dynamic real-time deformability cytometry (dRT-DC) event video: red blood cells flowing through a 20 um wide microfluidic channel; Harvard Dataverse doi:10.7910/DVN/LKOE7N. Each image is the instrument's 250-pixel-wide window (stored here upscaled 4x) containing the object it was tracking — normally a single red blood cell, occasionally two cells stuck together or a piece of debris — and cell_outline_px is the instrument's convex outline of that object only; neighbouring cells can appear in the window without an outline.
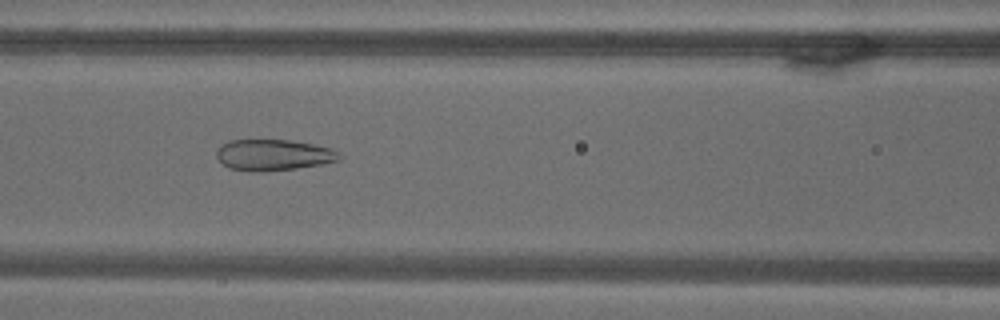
{"species": "common noctule bat (a hibernating species)", "species_latin": "Nyctalus noctula", "temperature_condition": "warm", "stored_images_in_passage": 71, "camera_frame_rate_fps": 3000, "um_per_image_px": 0.085, "animal": {"sex": "male", "body_mass_g": 18.8}, "frame": {"image": 1, "passage_image": 31, "time_ms": 10.0, "image_size_px": [1000, 320], "cell_outline_px": [[340, 160], [320, 164], [296, 168], [260, 172], [252, 172], [228, 168], [216, 156], [216, 152], [220, 144], [228, 140], [288, 140], [312, 144], [332, 148], [340, 156]], "centroid_in_image_um": [23.19, 13.17], "position_along_channel_um": 143.4, "area_um2": 22.2}}
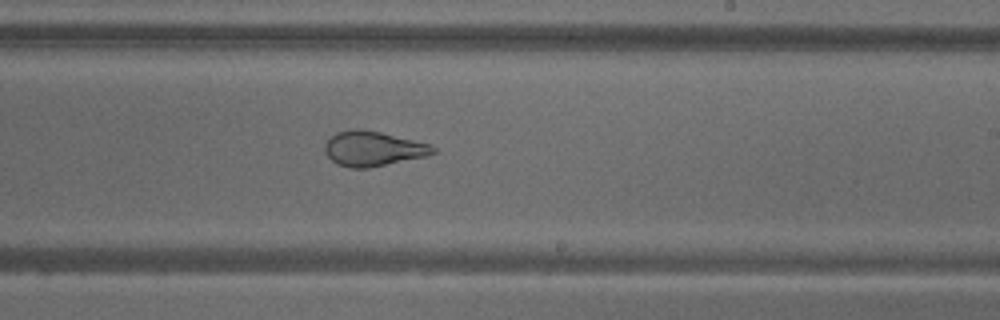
{"frame": {"image": 2, "passage_image": 43, "time_ms": 14.0, "image_size_px": [1000, 320], "cell_outline_px": [[436, 152], [428, 156], [368, 168], [348, 168], [336, 164], [324, 152], [324, 144], [336, 132], [352, 128], [356, 128], [380, 132], [428, 144], [436, 148]], "centroid_in_image_um": [31.67, 12.65], "position_along_channel_um": 257.3, "area_um2": 21.96}}
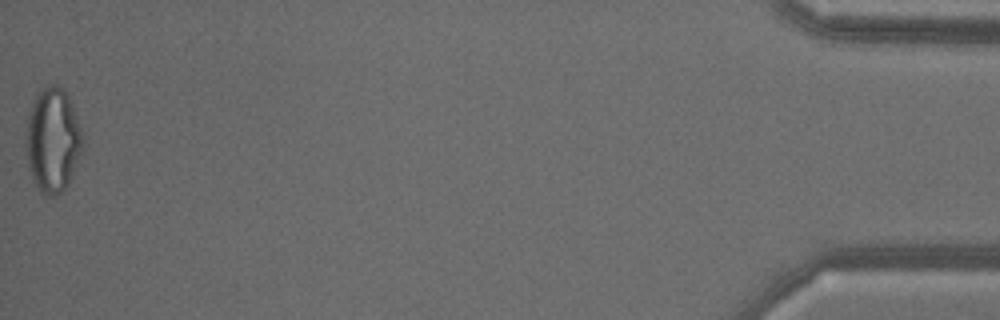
{"frame": {"image": 3, "passage_image": 71, "time_ms": 23.333, "image_size_px": [1000, 320], "cell_outline_px": [[84, 144], [68, 184], [60, 192], [52, 196], [44, 196], [40, 192], [28, 168], [24, 148], [24, 132], [28, 112], [40, 88], [52, 84], [56, 84], [64, 88], [68, 96], [84, 136]], "centroid_in_image_um": [4.44, 11.89], "position_along_channel_um": 430.8, "area_um2": 35.03}}